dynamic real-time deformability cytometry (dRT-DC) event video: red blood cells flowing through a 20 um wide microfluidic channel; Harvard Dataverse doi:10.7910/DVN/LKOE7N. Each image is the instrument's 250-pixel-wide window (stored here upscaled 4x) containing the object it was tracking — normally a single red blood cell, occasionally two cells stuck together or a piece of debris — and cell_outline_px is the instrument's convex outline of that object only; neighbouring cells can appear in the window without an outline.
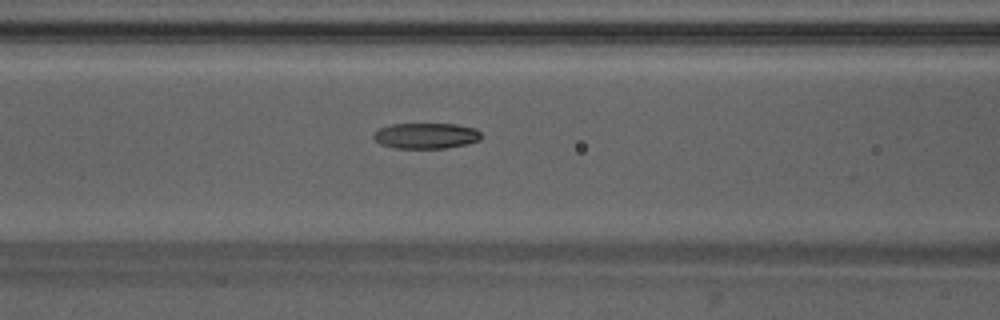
{"species": "Egyptian fruit bat (a non-hibernating species)", "species_latin": "Rousettus aegyptiacus", "temperature_condition": "warm", "stored_images_in_passage": 15, "camera_frame_rate_fps": 3000, "um_per_image_px": 0.085, "animal": {"sex": "male"}, "frame": {"image": 1, "passage_image": 12, "time_ms": 3.667, "image_size_px": [1000, 320], "cell_outline_px": [[480, 140], [464, 144], [444, 148], [396, 148], [380, 144], [372, 136], [380, 128], [392, 124], [456, 124], [476, 128], [480, 132]], "centroid_in_image_um": [36.21, 11.53], "position_along_channel_um": 130.4, "area_um2": 15.95}}